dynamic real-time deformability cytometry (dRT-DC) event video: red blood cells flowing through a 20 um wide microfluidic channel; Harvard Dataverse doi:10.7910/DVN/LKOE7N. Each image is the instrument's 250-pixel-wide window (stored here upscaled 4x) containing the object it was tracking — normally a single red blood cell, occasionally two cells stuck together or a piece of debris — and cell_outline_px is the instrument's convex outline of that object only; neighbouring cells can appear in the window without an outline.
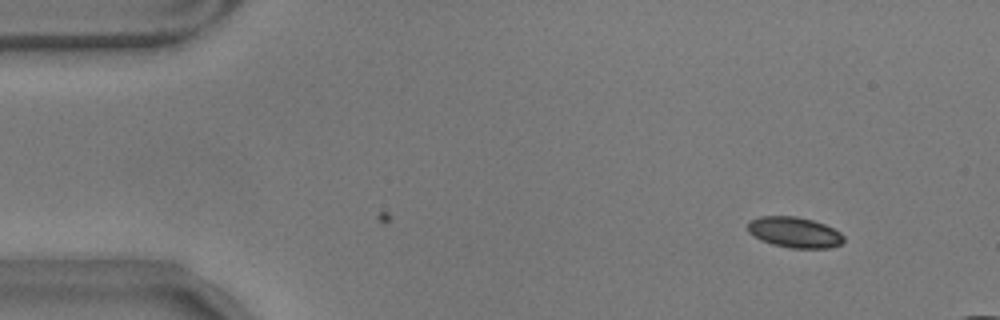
{"species": "common noctule bat (a hibernating species)", "species_latin": "Nyctalus noctula", "temperature_condition": "warm", "stored_images_in_passage": 3, "camera_frame_rate_fps": 3000, "um_per_image_px": 0.085, "animal": {"sex": "male", "body_mass_g": 17.9}, "frame": {"image": 1, "passage_image": 3, "time_ms": 0.667, "image_size_px": [1000, 320], "cell_outline_px": [[844, 240], [840, 244], [828, 248], [792, 248], [772, 244], [760, 240], [748, 232], [748, 220], [760, 216], [796, 216], [812, 220], [824, 224], [840, 232], [844, 236]], "centroid_in_image_um": [67.5, 19.74], "position_along_channel_um": 17.5, "area_um2": 17.17}}